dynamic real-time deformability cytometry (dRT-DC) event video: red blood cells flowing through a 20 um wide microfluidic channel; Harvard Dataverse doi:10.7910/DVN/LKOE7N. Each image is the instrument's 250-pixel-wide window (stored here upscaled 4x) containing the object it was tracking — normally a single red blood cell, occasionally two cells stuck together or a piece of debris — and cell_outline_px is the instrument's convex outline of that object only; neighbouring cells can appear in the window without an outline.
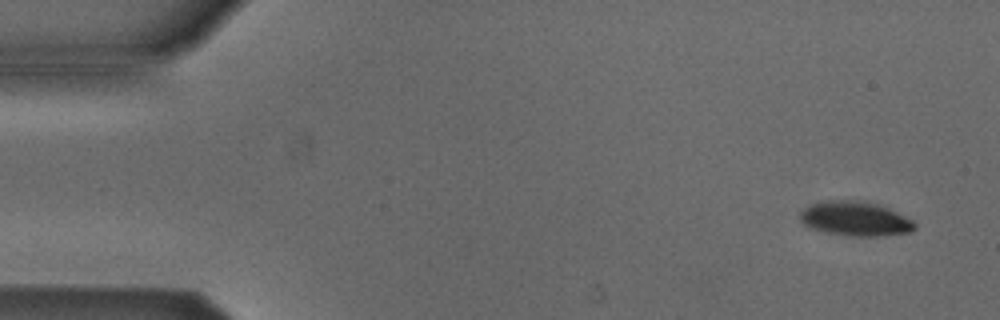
{"species": "Egyptian fruit bat (a non-hibernating species)", "species_latin": "Rousettus aegyptiacus", "temperature_condition": "cold", "stored_images_in_passage": 5, "camera_frame_rate_fps": 3000, "um_per_image_px": 0.085, "animal": {"sex": "male"}, "frame": {"image": 1, "passage_image": 1, "time_ms": 0.0, "image_size_px": [1000, 320], "cell_outline_px": [[916, 228], [912, 232], [876, 236], [852, 236], [828, 232], [812, 228], [804, 224], [800, 220], [800, 212], [808, 204], [824, 200], [864, 200], [880, 204], [912, 220], [916, 224]], "centroid_in_image_um": [72.69, 18.57], "position_along_channel_um": 12.3, "area_um2": 23.12}}
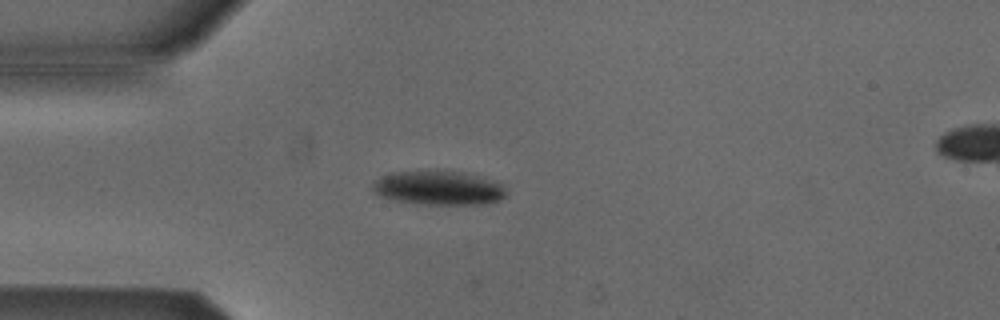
{"frame": {"image": 2, "passage_image": 4, "time_ms": 3.667, "image_size_px": [1000, 320], "cell_outline_px": [[508, 192], [500, 200], [488, 204], [420, 204], [396, 200], [380, 196], [372, 192], [372, 184], [380, 176], [388, 172], [428, 168], [436, 168], [460, 172], [476, 176], [500, 184]], "centroid_in_image_um": [37.19, 15.93], "position_along_channel_um": 47.8, "area_um2": 27.22}}